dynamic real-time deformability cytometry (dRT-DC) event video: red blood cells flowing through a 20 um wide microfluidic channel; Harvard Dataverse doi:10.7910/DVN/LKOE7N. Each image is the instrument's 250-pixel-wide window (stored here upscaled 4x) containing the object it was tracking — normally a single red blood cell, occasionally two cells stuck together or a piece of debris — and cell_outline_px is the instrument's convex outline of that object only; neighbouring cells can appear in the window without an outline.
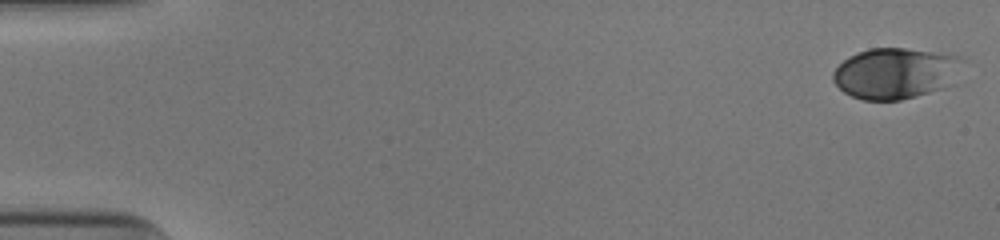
{"species": "human", "species_latin": "Homo sapiens", "temperature_condition": "cold", "stored_images_in_passage": 9, "camera_frame_rate_fps": 3000, "um_per_image_px": 0.085, "donor": {"sex": "male"}, "frame": {"image": 1, "passage_image": 1, "time_ms": 0.0, "image_size_px": [1000, 240], "cell_outline_px": [[964, 60], [956, 84], [944, 88], [916, 96], [900, 100], [864, 100], [852, 96], [844, 92], [832, 80], [832, 72], [848, 56], [868, 48], [904, 48], [964, 56]], "centroid_in_image_um": [76.18, 6.22], "position_along_channel_um": 8.8, "area_um2": 39.02}}